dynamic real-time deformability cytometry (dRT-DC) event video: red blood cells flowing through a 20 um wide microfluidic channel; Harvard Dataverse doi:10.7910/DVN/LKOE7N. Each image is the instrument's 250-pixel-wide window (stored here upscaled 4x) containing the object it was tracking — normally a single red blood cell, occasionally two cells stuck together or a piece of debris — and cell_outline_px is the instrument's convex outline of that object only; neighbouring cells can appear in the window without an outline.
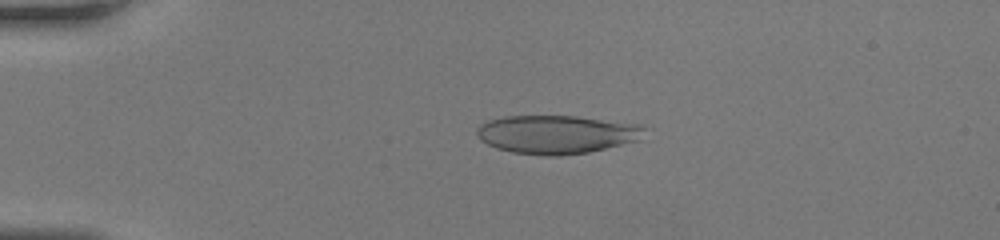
{"species": "human", "species_latin": "Homo sapiens", "temperature_condition": "room temperature", "stored_images_in_passage": 46, "camera_frame_rate_fps": 3000, "um_per_image_px": 0.085, "donor": {"sex": "female"}, "frame": {"image": 1, "passage_image": 11, "time_ms": 3.333, "image_size_px": [1000, 240], "cell_outline_px": [[644, 128], [636, 140], [588, 152], [560, 156], [544, 156], [512, 152], [496, 148], [480, 140], [476, 132], [476, 128], [480, 124], [488, 120], [504, 116], [576, 116], [640, 124]], "centroid_in_image_um": [47.22, 11.42], "position_along_channel_um": 37.8, "area_um2": 37.28}}
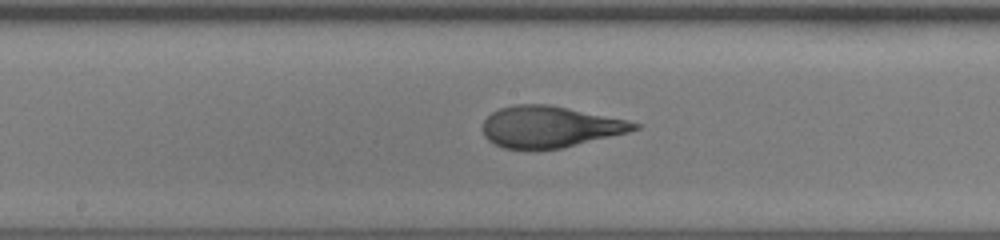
{"frame": {"image": 2, "passage_image": 25, "time_ms": 8.0, "image_size_px": [1000, 240], "cell_outline_px": [[640, 128], [628, 132], [560, 148], [504, 148], [488, 140], [484, 136], [484, 120], [492, 112], [500, 108], [512, 104], [548, 104], [628, 120], [640, 124]], "centroid_in_image_um": [46.73, 10.75], "position_along_channel_um": 201.5, "area_um2": 35.95}}
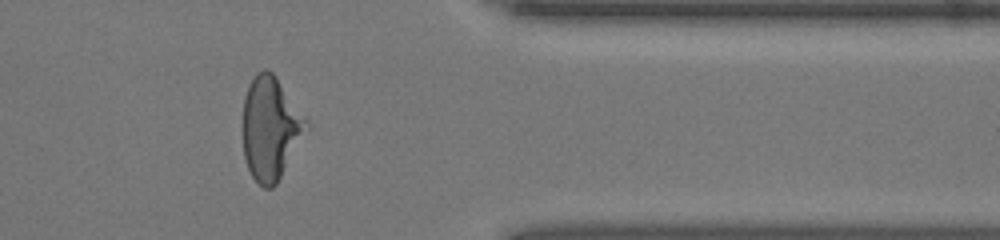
{"frame": {"image": 3, "passage_image": 38, "time_ms": 12.333, "image_size_px": [1000, 240], "cell_outline_px": [[308, 124], [276, 184], [272, 188], [264, 188], [252, 176], [248, 168], [244, 156], [244, 96], [248, 84], [256, 72], [264, 68], [268, 68], [276, 76], [308, 120]], "centroid_in_image_um": [22.96, 10.84], "position_along_channel_um": 388.4, "area_um2": 37.34}}